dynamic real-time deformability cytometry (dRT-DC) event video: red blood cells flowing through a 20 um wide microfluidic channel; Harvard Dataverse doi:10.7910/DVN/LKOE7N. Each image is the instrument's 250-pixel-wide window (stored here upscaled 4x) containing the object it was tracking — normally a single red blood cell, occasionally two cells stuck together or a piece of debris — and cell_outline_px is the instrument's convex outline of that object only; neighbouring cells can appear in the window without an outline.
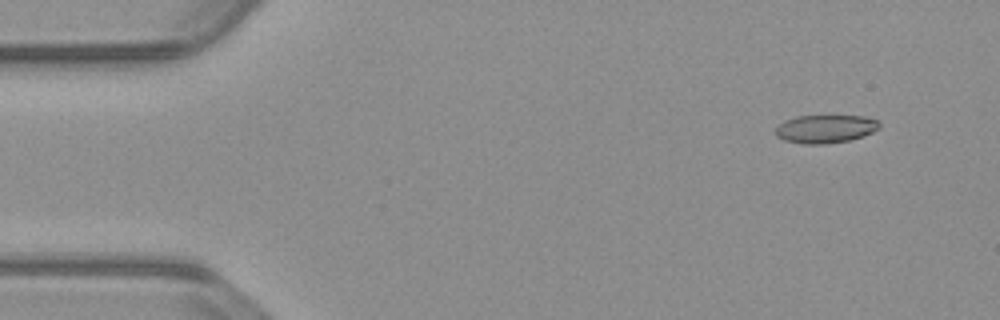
{"species": "common noctule bat (a hibernating species)", "species_latin": "Nyctalus noctula", "temperature_condition": "warm", "stored_images_in_passage": 50, "camera_frame_rate_fps": 3000, "um_per_image_px": 0.085, "animal": {"sex": "male", "body_mass_g": 23.1, "forearm_length_mm": 52.7}, "frame": {"image": 1, "passage_image": 1, "time_ms": 0.0, "image_size_px": [1000, 320], "cell_outline_px": [[880, 128], [864, 136], [848, 140], [824, 144], [804, 144], [784, 140], [776, 136], [772, 132], [784, 120], [796, 116], [864, 116], [876, 120], [880, 124]], "centroid_in_image_um": [70.12, 10.95], "position_along_channel_um": 14.9, "area_um2": 17.11}}
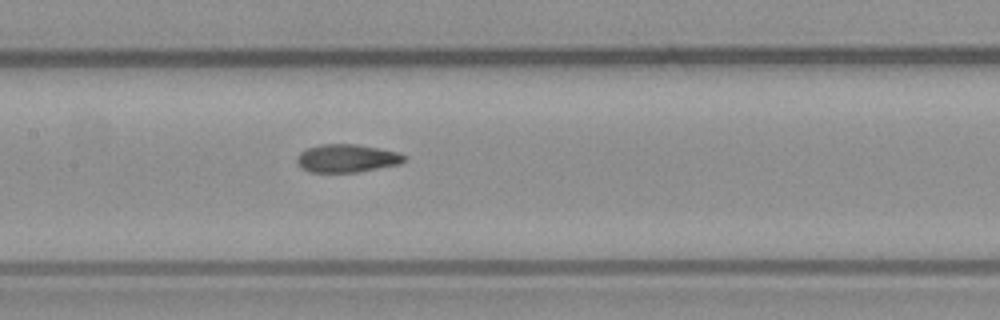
{"frame": {"image": 2, "passage_image": 22, "time_ms": 7.0, "image_size_px": [1000, 320], "cell_outline_px": [[408, 160], [400, 164], [356, 172], [308, 172], [300, 168], [296, 160], [296, 156], [300, 152], [308, 148], [320, 144], [356, 144], [400, 152], [408, 156]], "centroid_in_image_um": [29.5, 13.45], "position_along_channel_um": 177.9, "area_um2": 17.8}}
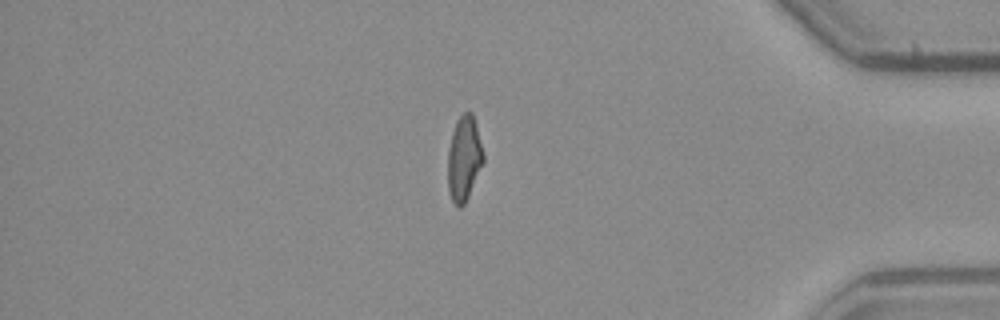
{"frame": {"image": 3, "passage_image": 42, "time_ms": 13.667, "image_size_px": [1000, 320], "cell_outline_px": [[484, 160], [468, 196], [464, 204], [460, 208], [452, 200], [448, 188], [448, 148], [452, 132], [456, 120], [464, 112], [472, 112], [484, 152]], "centroid_in_image_um": [39.44, 13.44], "position_along_channel_um": 395.8, "area_um2": 17.4}, "authors_computed_cell_mechanics": {"area_um2": 17.6868, "velocity_mm_per_s": 3.8155, "shape_relaxation_time_tau1_ms": 7.0346, "shape_relaxation_time_tau2_ms": 1.5886, "deformation_change_tau1": 0.1968, "deformation_change_tau2": 0.089}}